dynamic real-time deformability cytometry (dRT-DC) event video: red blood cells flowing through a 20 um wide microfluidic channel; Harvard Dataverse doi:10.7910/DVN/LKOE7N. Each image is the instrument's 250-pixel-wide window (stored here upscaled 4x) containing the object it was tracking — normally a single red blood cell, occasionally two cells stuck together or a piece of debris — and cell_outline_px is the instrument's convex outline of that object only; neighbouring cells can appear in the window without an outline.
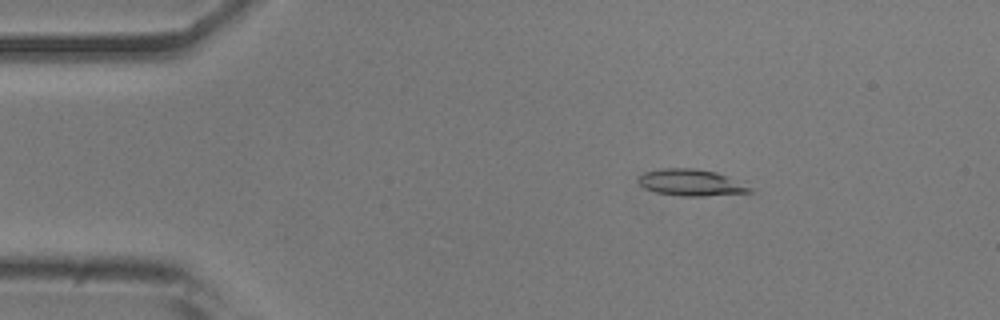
{"species": "common noctule bat (a hibernating species)", "species_latin": "Nyctalus noctula", "temperature_condition": "room temperature", "stored_images_in_passage": 44, "camera_frame_rate_fps": 3000, "um_per_image_px": 0.085, "animal": {"sex": "male", "body_mass_g": 20.5, "forearm_length_mm": 52.5}, "frame": {"image": 1, "passage_image": 1, "time_ms": 0.0, "image_size_px": [1000, 320], "cell_outline_px": [[752, 192], [704, 196], [680, 196], [656, 192], [644, 188], [636, 180], [644, 172], [664, 168], [692, 168], [716, 172], [752, 188]], "centroid_in_image_um": [58.68, 15.52], "position_along_channel_um": 26.3, "area_um2": 16.99}}
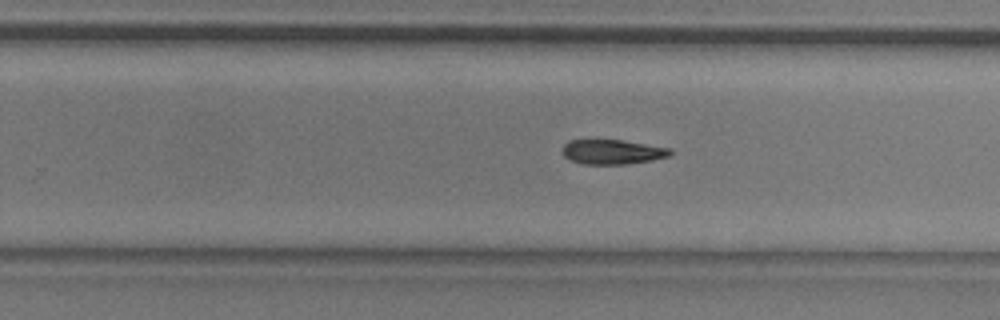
{"frame": {"image": 2, "passage_image": 25, "time_ms": 8.0, "image_size_px": [1000, 320], "cell_outline_px": [[672, 156], [652, 160], [624, 164], [584, 164], [572, 160], [564, 156], [564, 144], [568, 140], [624, 140], [672, 148]], "centroid_in_image_um": [52.12, 12.9], "position_along_channel_um": 277.7, "area_um2": 15.49}}
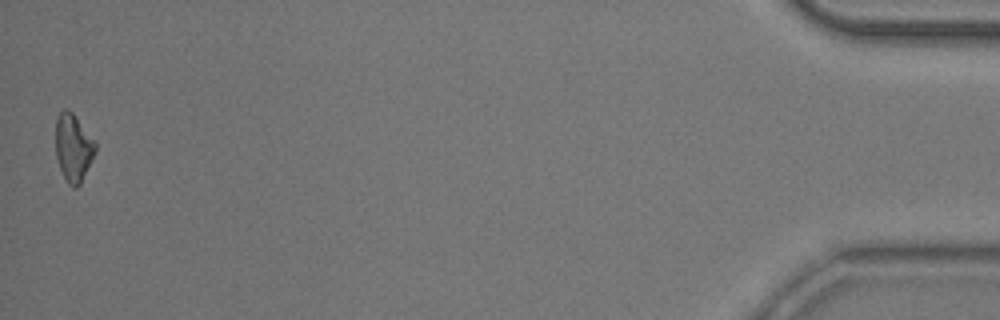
{"frame": {"image": 3, "passage_image": 44, "time_ms": 14.333, "image_size_px": [1000, 320], "cell_outline_px": [[96, 152], [80, 184], [76, 188], [72, 188], [68, 184], [60, 168], [56, 156], [56, 116], [64, 108], [72, 112], [96, 140]], "centroid_in_image_um": [6.25, 12.54], "position_along_channel_um": 429.0, "area_um2": 15.78}, "authors_computed_cell_mechanics": {"area_um2": 16.2129, "velocity_mm_per_s": 3.8916, "shape_relaxation_time_tau1_ms": 4.3497, "shape_relaxation_time_tau2_ms": null, "deformation_change_tau1": 0.1286, "deformation_change_tau2": null}}